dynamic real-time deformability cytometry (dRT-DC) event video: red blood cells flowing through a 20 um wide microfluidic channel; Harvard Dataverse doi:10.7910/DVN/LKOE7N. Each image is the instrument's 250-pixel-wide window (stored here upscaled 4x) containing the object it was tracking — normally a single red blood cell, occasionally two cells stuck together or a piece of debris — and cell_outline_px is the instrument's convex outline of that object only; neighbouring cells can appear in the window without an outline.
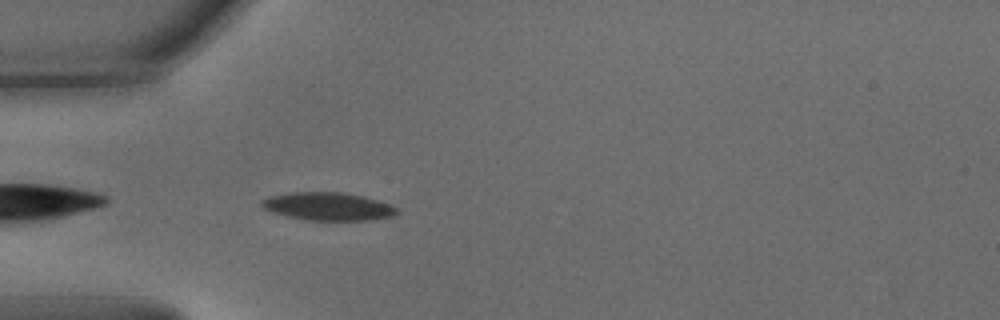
{"species": "common noctule bat (a hibernating species)", "species_latin": "Nyctalus noctula", "temperature_condition": "warm", "stored_images_in_passage": 39, "camera_frame_rate_fps": 3000, "um_per_image_px": 0.085, "animal": {"sex": "male", "body_mass_g": 15.6}, "frame": {"image": 1, "passage_image": 2, "time_ms": 0.333, "image_size_px": [1000, 320], "cell_outline_px": [[400, 212], [392, 216], [368, 220], [308, 220], [288, 216], [264, 208], [260, 204], [260, 200], [268, 196], [288, 192], [344, 192], [364, 196], [392, 204]], "centroid_in_image_um": [27.9, 17.53], "position_along_channel_um": 57.1, "area_um2": 22.08}}
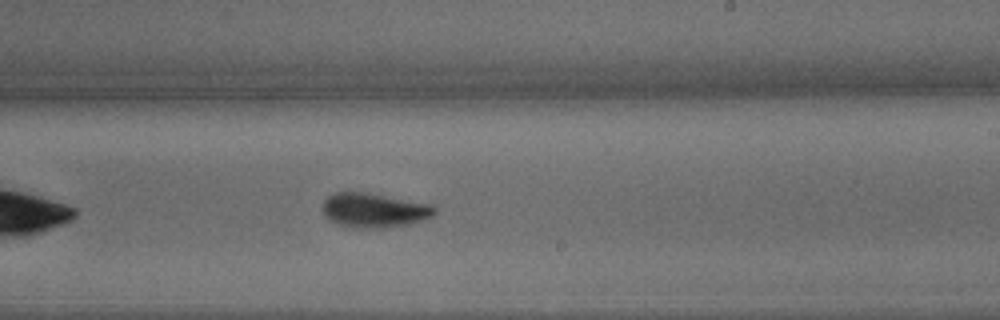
{"frame": {"image": 2, "passage_image": 18, "time_ms": 5.667, "image_size_px": [1000, 320], "cell_outline_px": [[436, 212], [432, 216], [424, 220], [408, 224], [384, 228], [352, 228], [328, 220], [324, 216], [324, 200], [328, 196], [336, 192], [364, 192], [428, 204], [436, 208]], "centroid_in_image_um": [31.78, 17.89], "position_along_channel_um": 257.2, "area_um2": 22.25}}
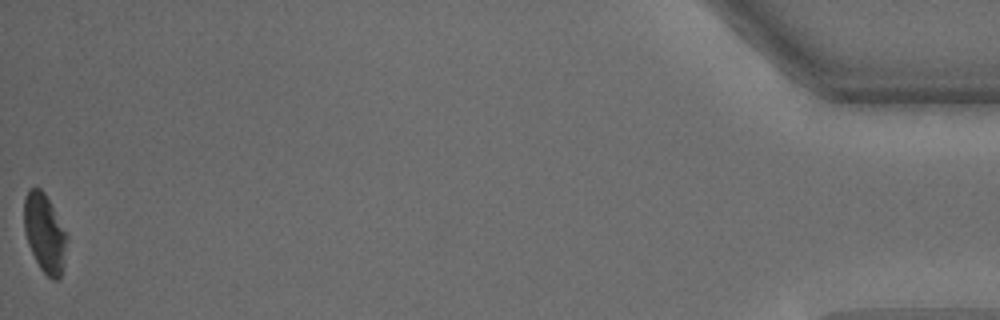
{"frame": {"image": 3, "passage_image": 39, "time_ms": 12.667, "image_size_px": [1000, 320], "cell_outline_px": [[68, 236], [60, 276], [56, 280], [52, 280], [40, 268], [28, 244], [24, 232], [24, 200], [28, 192], [32, 188], [40, 188], [44, 192]], "centroid_in_image_um": [3.78, 19.81], "position_along_channel_um": 431.4, "area_um2": 19.13}, "authors_computed_cell_mechanics": {"area_um2": 21.6172, "velocity_mm_per_s": 3.8474, "shape_relaxation_time_tau1_ms": 3.1351, "shape_relaxation_time_tau2_ms": 7.2852, "deformation_change_tau1": 0.119, "deformation_change_tau2": 0.1551}}